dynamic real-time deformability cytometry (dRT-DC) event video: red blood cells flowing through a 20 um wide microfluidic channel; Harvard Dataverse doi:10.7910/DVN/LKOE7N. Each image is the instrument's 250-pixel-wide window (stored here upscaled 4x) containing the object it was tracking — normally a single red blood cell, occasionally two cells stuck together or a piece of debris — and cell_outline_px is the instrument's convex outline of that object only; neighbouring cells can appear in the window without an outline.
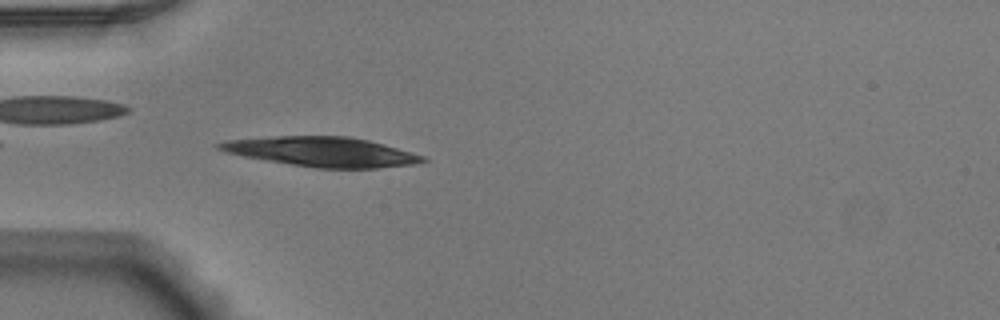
{"species": "Egyptian fruit bat (a non-hibernating species)", "species_latin": "Rousettus aegyptiacus", "temperature_condition": "warm", "stored_images_in_passage": 8, "camera_frame_rate_fps": 3000, "um_per_image_px": 0.085, "animal": {"sex": "male"}, "frame": {"image": 1, "passage_image": 4, "time_ms": 1.0, "image_size_px": [1000, 320], "cell_outline_px": [[428, 160], [412, 164], [376, 168], [316, 168], [244, 156], [228, 152], [216, 148], [212, 144], [224, 140], [276, 136], [348, 136], [368, 140], [384, 144], [424, 156]], "centroid_in_image_um": [27.32, 12.89], "position_along_channel_um": 57.7, "area_um2": 34.85}}